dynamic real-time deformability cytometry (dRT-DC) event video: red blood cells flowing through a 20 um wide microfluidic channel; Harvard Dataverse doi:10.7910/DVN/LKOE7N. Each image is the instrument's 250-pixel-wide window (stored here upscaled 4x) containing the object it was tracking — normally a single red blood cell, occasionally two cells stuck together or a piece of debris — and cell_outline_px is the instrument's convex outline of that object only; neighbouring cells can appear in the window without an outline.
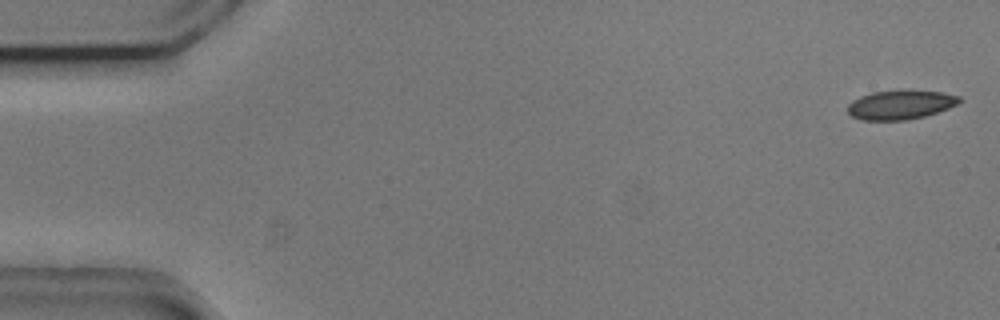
{"species": "common noctule bat (a hibernating species)", "species_latin": "Nyctalus noctula", "temperature_condition": "cold", "stored_images_in_passage": 54, "camera_frame_rate_fps": 3000, "um_per_image_px": 0.085, "animal": {"sex": "male", "body_mass_g": 20.5, "forearm_length_mm": 52.5}, "frame": {"image": 1, "passage_image": 1, "time_ms": 0.0, "image_size_px": [1000, 320], "cell_outline_px": [[964, 100], [948, 108], [924, 116], [904, 120], [860, 120], [852, 116], [848, 112], [848, 104], [852, 100], [860, 96], [872, 92], [900, 88], [944, 92], [960, 96]], "centroid_in_image_um": [76.55, 8.86], "position_along_channel_um": 8.5, "area_um2": 19.48}}
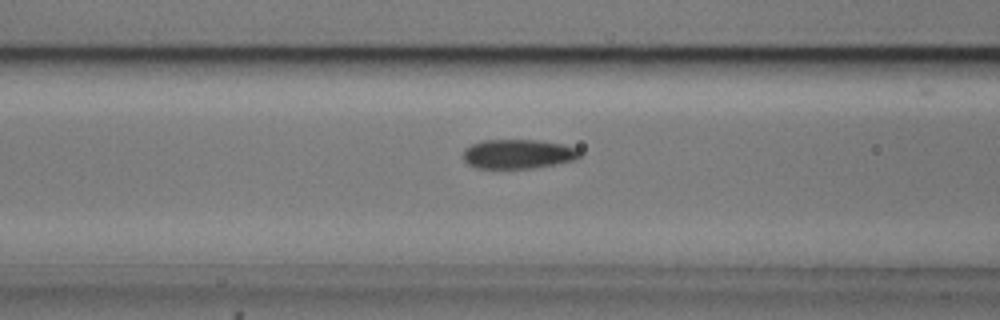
{"frame": {"image": 2, "passage_image": 21, "time_ms": 6.667, "image_size_px": [1000, 320], "cell_outline_px": [[580, 156], [572, 160], [556, 164], [532, 168], [476, 168], [468, 164], [464, 160], [464, 148], [472, 144], [484, 140], [536, 140], [564, 144], [580, 148]], "centroid_in_image_um": [44.05, 13.08], "position_along_channel_um": 122.6, "area_um2": 19.94}}
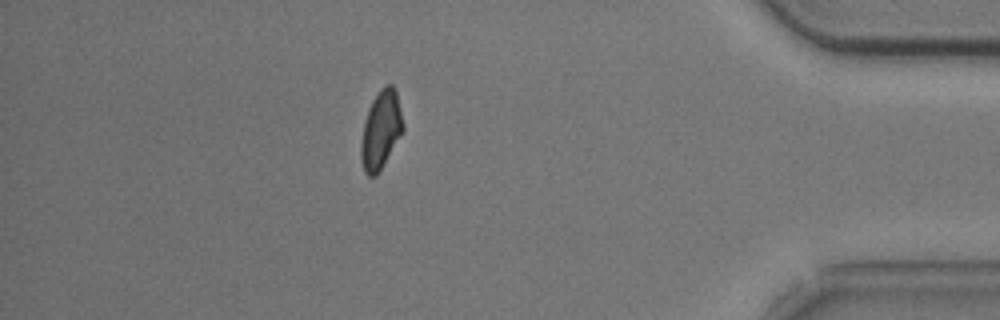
{"frame": {"image": 3, "passage_image": 47, "time_ms": 15.333, "image_size_px": [1000, 320], "cell_outline_px": [[404, 132], [376, 176], [368, 176], [364, 172], [360, 156], [360, 144], [364, 124], [368, 108], [372, 100], [380, 88], [384, 84], [392, 84], [396, 88], [404, 124]], "centroid_in_image_um": [32.39, 11.02], "position_along_channel_um": 402.8, "area_um2": 19.48}, "authors_computed_cell_mechanics": {"area_um2": 19.9121, "velocity_mm_per_s": 3.7204, "shape_relaxation_time_tau1_ms": null, "shape_relaxation_time_tau2_ms": 4.9533, "deformation_change_tau1": null, "deformation_change_tau2": 0.1006}}